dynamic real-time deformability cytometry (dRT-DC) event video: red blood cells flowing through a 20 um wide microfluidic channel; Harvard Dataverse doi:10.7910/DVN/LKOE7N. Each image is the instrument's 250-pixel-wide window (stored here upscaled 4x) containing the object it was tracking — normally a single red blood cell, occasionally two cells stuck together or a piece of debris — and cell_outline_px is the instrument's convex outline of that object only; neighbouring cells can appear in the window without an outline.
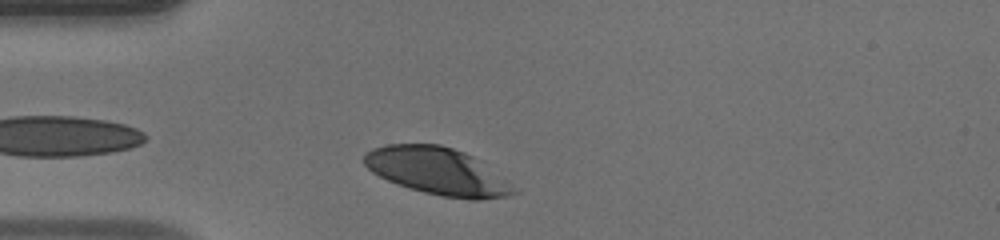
{"species": "human", "species_latin": "Homo sapiens", "temperature_condition": "warm", "stored_images_in_passage": 32, "camera_frame_rate_fps": 3000, "um_per_image_px": 0.085, "donor": {"sex": "male"}, "frame": {"image": 1, "passage_image": 4, "time_ms": 1.0, "image_size_px": [1000, 240], "cell_outline_px": [[520, 192], [508, 196], [480, 200], [468, 200], [444, 196], [424, 192], [396, 184], [372, 172], [364, 164], [364, 152], [372, 148], [388, 144], [440, 144], [464, 152], [472, 156]], "centroid_in_image_um": [37.13, 14.55], "position_along_channel_um": 47.9, "area_um2": 40.63}}
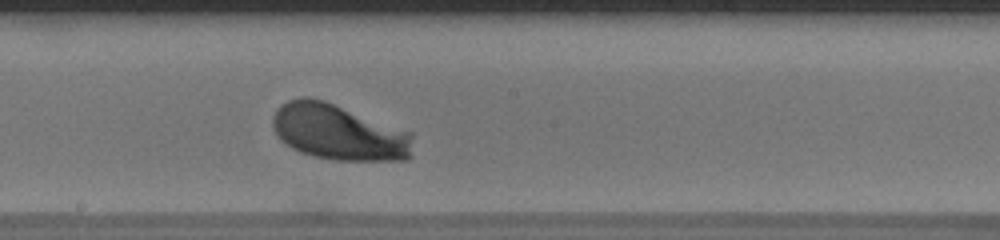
{"frame": {"image": 2, "passage_image": 18, "time_ms": 5.667, "image_size_px": [1000, 240], "cell_outline_px": [[412, 156], [408, 160], [332, 160], [312, 156], [300, 152], [292, 148], [280, 140], [272, 128], [272, 116], [276, 108], [280, 104], [288, 100], [300, 96], [308, 96], [324, 100], [412, 132]], "centroid_in_image_um": [28.76, 11.23], "position_along_channel_um": 219.4, "area_um2": 46.18}}
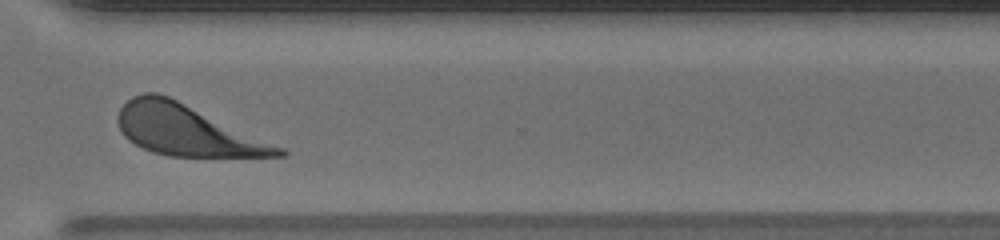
{"frame": {"image": 3, "passage_image": 28, "time_ms": 9.0, "image_size_px": [1000, 240], "cell_outline_px": [[288, 152], [284, 156], [168, 156], [152, 152], [128, 140], [124, 136], [116, 120], [116, 116], [120, 108], [132, 96], [144, 92], [156, 92], [168, 96], [284, 148]], "centroid_in_image_um": [15.82, 11.07], "position_along_channel_um": 354.8, "area_um2": 46.76}, "authors_computed_cell_mechanics": {"area_um2": 43.2922, "velocity_mm_per_s": 4.0485, "shape_relaxation_time_tau1_ms": 1.3244, "shape_relaxation_time_tau2_ms": 6.2192, "deformation_change_tau1": 0.1178, "deformation_change_tau2": 0.2138}}